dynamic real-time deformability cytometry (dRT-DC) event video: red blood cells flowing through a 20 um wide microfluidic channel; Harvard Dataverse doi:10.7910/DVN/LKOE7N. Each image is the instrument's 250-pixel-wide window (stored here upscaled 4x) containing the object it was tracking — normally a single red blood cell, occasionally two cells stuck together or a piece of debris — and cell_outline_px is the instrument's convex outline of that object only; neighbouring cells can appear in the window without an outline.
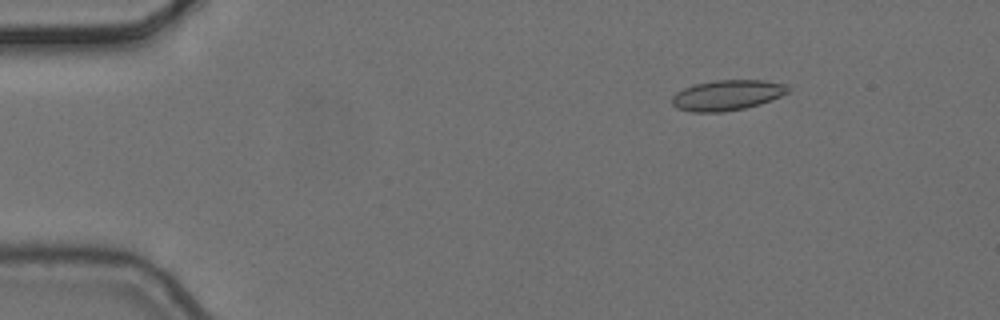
{"species": "common noctule bat (a hibernating species)", "species_latin": "Nyctalus noctula", "temperature_condition": "cold", "stored_images_in_passage": 7, "camera_frame_rate_fps": 3000, "um_per_image_px": 0.085, "animal": {"sex": "female", "body_mass_g": 24.6, "forearm_length_mm": 56.2}, "frame": {"image": 1, "passage_image": 3, "time_ms": 0.667, "image_size_px": [1000, 320], "cell_outline_px": [[792, 88], [788, 92], [780, 96], [760, 104], [744, 108], [720, 112], [692, 112], [676, 108], [672, 104], [672, 96], [676, 92], [684, 88], [696, 84], [716, 80], [764, 80], [788, 84]], "centroid_in_image_um": [61.83, 8.08], "position_along_channel_um": 23.2, "area_um2": 20.58}}
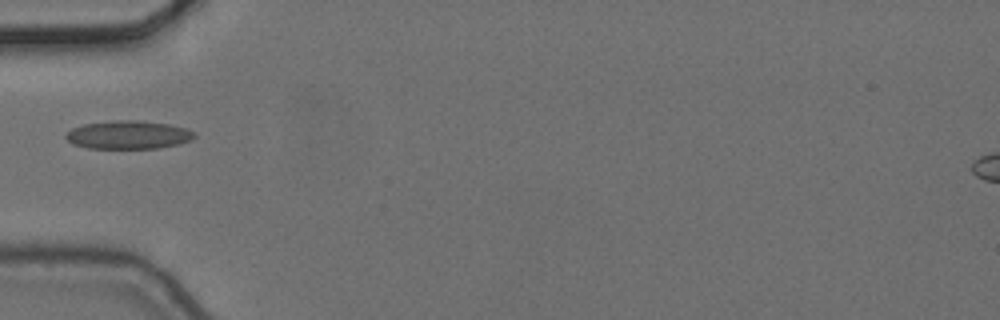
{"frame": {"image": 2, "passage_image": 6, "time_ms": 1.667, "image_size_px": [1000, 320], "cell_outline_px": [[196, 136], [192, 140], [180, 144], [160, 148], [88, 148], [72, 144], [64, 136], [72, 128], [84, 124], [112, 120], [136, 120], [168, 124], [184, 128], [196, 132]], "centroid_in_image_um": [10.92, 11.46], "position_along_channel_um": 74.1, "area_um2": 21.27}}
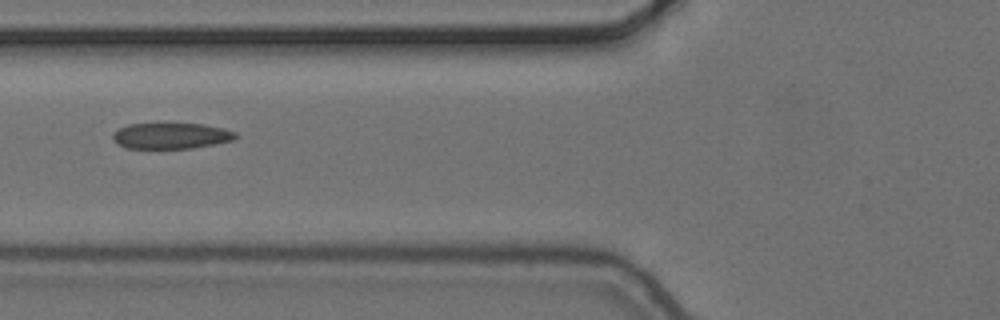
{"frame": {"image": 3, "passage_image": 7, "time_ms": 2.0, "image_size_px": [1000, 320], "cell_outline_px": [[240, 136], [232, 140], [192, 148], [128, 148], [116, 144], [112, 140], [112, 132], [128, 124], [204, 124], [224, 128], [236, 132]], "centroid_in_image_um": [14.53, 11.54], "position_along_channel_um": 111.3, "area_um2": 18.55}}